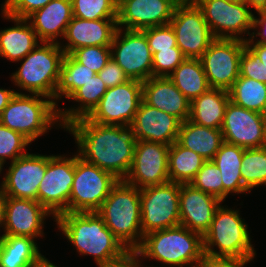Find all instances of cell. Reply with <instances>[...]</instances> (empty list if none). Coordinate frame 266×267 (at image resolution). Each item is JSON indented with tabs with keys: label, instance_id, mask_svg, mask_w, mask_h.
Segmentation results:
<instances>
[{
	"label": "cell",
	"instance_id": "obj_1",
	"mask_svg": "<svg viewBox=\"0 0 266 267\" xmlns=\"http://www.w3.org/2000/svg\"><path fill=\"white\" fill-rule=\"evenodd\" d=\"M63 128L74 135L80 159L111 173L119 180L126 178L137 141L130 127L102 125L84 117Z\"/></svg>",
	"mask_w": 266,
	"mask_h": 267
},
{
	"label": "cell",
	"instance_id": "obj_2",
	"mask_svg": "<svg viewBox=\"0 0 266 267\" xmlns=\"http://www.w3.org/2000/svg\"><path fill=\"white\" fill-rule=\"evenodd\" d=\"M54 221L77 252L92 255L99 267H105L129 252L97 212H66Z\"/></svg>",
	"mask_w": 266,
	"mask_h": 267
},
{
	"label": "cell",
	"instance_id": "obj_3",
	"mask_svg": "<svg viewBox=\"0 0 266 267\" xmlns=\"http://www.w3.org/2000/svg\"><path fill=\"white\" fill-rule=\"evenodd\" d=\"M135 252L170 267H199L205 256L203 236L181 225L144 235Z\"/></svg>",
	"mask_w": 266,
	"mask_h": 267
},
{
	"label": "cell",
	"instance_id": "obj_4",
	"mask_svg": "<svg viewBox=\"0 0 266 267\" xmlns=\"http://www.w3.org/2000/svg\"><path fill=\"white\" fill-rule=\"evenodd\" d=\"M96 212L129 251L141 245V199L136 186L119 180Z\"/></svg>",
	"mask_w": 266,
	"mask_h": 267
},
{
	"label": "cell",
	"instance_id": "obj_5",
	"mask_svg": "<svg viewBox=\"0 0 266 267\" xmlns=\"http://www.w3.org/2000/svg\"><path fill=\"white\" fill-rule=\"evenodd\" d=\"M40 43L41 46L38 44L22 59L24 61L12 74L11 81L22 90L45 96L55 103V90L65 53L60 43Z\"/></svg>",
	"mask_w": 266,
	"mask_h": 267
},
{
	"label": "cell",
	"instance_id": "obj_6",
	"mask_svg": "<svg viewBox=\"0 0 266 267\" xmlns=\"http://www.w3.org/2000/svg\"><path fill=\"white\" fill-rule=\"evenodd\" d=\"M247 227L238 210L220 205L203 236L205 256L254 259L256 253Z\"/></svg>",
	"mask_w": 266,
	"mask_h": 267
},
{
	"label": "cell",
	"instance_id": "obj_7",
	"mask_svg": "<svg viewBox=\"0 0 266 267\" xmlns=\"http://www.w3.org/2000/svg\"><path fill=\"white\" fill-rule=\"evenodd\" d=\"M0 123L22 134L32 143L47 133L54 123L59 125L60 121L58 109L50 98L16 92L3 110Z\"/></svg>",
	"mask_w": 266,
	"mask_h": 267
},
{
	"label": "cell",
	"instance_id": "obj_8",
	"mask_svg": "<svg viewBox=\"0 0 266 267\" xmlns=\"http://www.w3.org/2000/svg\"><path fill=\"white\" fill-rule=\"evenodd\" d=\"M118 181L111 173L75 154V173L67 212H96Z\"/></svg>",
	"mask_w": 266,
	"mask_h": 267
},
{
	"label": "cell",
	"instance_id": "obj_9",
	"mask_svg": "<svg viewBox=\"0 0 266 267\" xmlns=\"http://www.w3.org/2000/svg\"><path fill=\"white\" fill-rule=\"evenodd\" d=\"M180 183H166L140 189L143 236L180 225Z\"/></svg>",
	"mask_w": 266,
	"mask_h": 267
},
{
	"label": "cell",
	"instance_id": "obj_10",
	"mask_svg": "<svg viewBox=\"0 0 266 267\" xmlns=\"http://www.w3.org/2000/svg\"><path fill=\"white\" fill-rule=\"evenodd\" d=\"M202 11L215 39H238L247 41L242 35H252L254 14L244 2L228 0H192ZM247 32V33H246Z\"/></svg>",
	"mask_w": 266,
	"mask_h": 267
},
{
	"label": "cell",
	"instance_id": "obj_11",
	"mask_svg": "<svg viewBox=\"0 0 266 267\" xmlns=\"http://www.w3.org/2000/svg\"><path fill=\"white\" fill-rule=\"evenodd\" d=\"M169 24L186 58L199 59L215 40L202 11L192 0H182L176 6Z\"/></svg>",
	"mask_w": 266,
	"mask_h": 267
},
{
	"label": "cell",
	"instance_id": "obj_12",
	"mask_svg": "<svg viewBox=\"0 0 266 267\" xmlns=\"http://www.w3.org/2000/svg\"><path fill=\"white\" fill-rule=\"evenodd\" d=\"M142 85L143 82L129 79L123 84L108 88L86 118L102 125L130 127L142 102Z\"/></svg>",
	"mask_w": 266,
	"mask_h": 267
},
{
	"label": "cell",
	"instance_id": "obj_13",
	"mask_svg": "<svg viewBox=\"0 0 266 267\" xmlns=\"http://www.w3.org/2000/svg\"><path fill=\"white\" fill-rule=\"evenodd\" d=\"M75 173V155H49L45 175L38 188V202L55 219L67 212Z\"/></svg>",
	"mask_w": 266,
	"mask_h": 267
},
{
	"label": "cell",
	"instance_id": "obj_14",
	"mask_svg": "<svg viewBox=\"0 0 266 267\" xmlns=\"http://www.w3.org/2000/svg\"><path fill=\"white\" fill-rule=\"evenodd\" d=\"M246 42L215 39L199 58L210 88L228 91L240 75V58Z\"/></svg>",
	"mask_w": 266,
	"mask_h": 267
},
{
	"label": "cell",
	"instance_id": "obj_15",
	"mask_svg": "<svg viewBox=\"0 0 266 267\" xmlns=\"http://www.w3.org/2000/svg\"><path fill=\"white\" fill-rule=\"evenodd\" d=\"M111 57L128 79L144 82L152 77L153 54L140 30L118 28L111 44Z\"/></svg>",
	"mask_w": 266,
	"mask_h": 267
},
{
	"label": "cell",
	"instance_id": "obj_16",
	"mask_svg": "<svg viewBox=\"0 0 266 267\" xmlns=\"http://www.w3.org/2000/svg\"><path fill=\"white\" fill-rule=\"evenodd\" d=\"M169 147L152 141H136L133 162L124 181L138 189L170 181Z\"/></svg>",
	"mask_w": 266,
	"mask_h": 267
},
{
	"label": "cell",
	"instance_id": "obj_17",
	"mask_svg": "<svg viewBox=\"0 0 266 267\" xmlns=\"http://www.w3.org/2000/svg\"><path fill=\"white\" fill-rule=\"evenodd\" d=\"M48 156L27 153L11 162L0 184L6 196L38 201V188L45 175Z\"/></svg>",
	"mask_w": 266,
	"mask_h": 267
},
{
	"label": "cell",
	"instance_id": "obj_18",
	"mask_svg": "<svg viewBox=\"0 0 266 267\" xmlns=\"http://www.w3.org/2000/svg\"><path fill=\"white\" fill-rule=\"evenodd\" d=\"M182 0H118L117 26L125 30H143L167 25Z\"/></svg>",
	"mask_w": 266,
	"mask_h": 267
},
{
	"label": "cell",
	"instance_id": "obj_19",
	"mask_svg": "<svg viewBox=\"0 0 266 267\" xmlns=\"http://www.w3.org/2000/svg\"><path fill=\"white\" fill-rule=\"evenodd\" d=\"M264 119V114L229 101L221 127L224 142L244 149L263 147Z\"/></svg>",
	"mask_w": 266,
	"mask_h": 267
},
{
	"label": "cell",
	"instance_id": "obj_20",
	"mask_svg": "<svg viewBox=\"0 0 266 267\" xmlns=\"http://www.w3.org/2000/svg\"><path fill=\"white\" fill-rule=\"evenodd\" d=\"M50 214L38 201L6 196L4 234L0 236H43L45 217Z\"/></svg>",
	"mask_w": 266,
	"mask_h": 267
},
{
	"label": "cell",
	"instance_id": "obj_21",
	"mask_svg": "<svg viewBox=\"0 0 266 267\" xmlns=\"http://www.w3.org/2000/svg\"><path fill=\"white\" fill-rule=\"evenodd\" d=\"M221 202L215 196L195 188L190 183L180 184V225L204 236Z\"/></svg>",
	"mask_w": 266,
	"mask_h": 267
},
{
	"label": "cell",
	"instance_id": "obj_22",
	"mask_svg": "<svg viewBox=\"0 0 266 267\" xmlns=\"http://www.w3.org/2000/svg\"><path fill=\"white\" fill-rule=\"evenodd\" d=\"M180 124L176 117L142 100L130 129L137 141H152L170 146L177 141Z\"/></svg>",
	"mask_w": 266,
	"mask_h": 267
},
{
	"label": "cell",
	"instance_id": "obj_23",
	"mask_svg": "<svg viewBox=\"0 0 266 267\" xmlns=\"http://www.w3.org/2000/svg\"><path fill=\"white\" fill-rule=\"evenodd\" d=\"M117 29V19L87 20L73 16L64 35L68 43L60 47L65 54L88 46L111 47Z\"/></svg>",
	"mask_w": 266,
	"mask_h": 267
},
{
	"label": "cell",
	"instance_id": "obj_24",
	"mask_svg": "<svg viewBox=\"0 0 266 267\" xmlns=\"http://www.w3.org/2000/svg\"><path fill=\"white\" fill-rule=\"evenodd\" d=\"M142 100L176 117L181 123L190 115V101L168 77H151L143 82Z\"/></svg>",
	"mask_w": 266,
	"mask_h": 267
},
{
	"label": "cell",
	"instance_id": "obj_25",
	"mask_svg": "<svg viewBox=\"0 0 266 267\" xmlns=\"http://www.w3.org/2000/svg\"><path fill=\"white\" fill-rule=\"evenodd\" d=\"M73 18L71 0H51L45 7L34 11L26 19L34 29L40 42L60 43L67 26Z\"/></svg>",
	"mask_w": 266,
	"mask_h": 267
},
{
	"label": "cell",
	"instance_id": "obj_26",
	"mask_svg": "<svg viewBox=\"0 0 266 267\" xmlns=\"http://www.w3.org/2000/svg\"><path fill=\"white\" fill-rule=\"evenodd\" d=\"M5 19L12 20L16 26L0 31V56L13 62L22 61L38 44L34 29L29 20L16 18L2 12Z\"/></svg>",
	"mask_w": 266,
	"mask_h": 267
},
{
	"label": "cell",
	"instance_id": "obj_27",
	"mask_svg": "<svg viewBox=\"0 0 266 267\" xmlns=\"http://www.w3.org/2000/svg\"><path fill=\"white\" fill-rule=\"evenodd\" d=\"M177 142L206 161H212L224 139L221 129L197 125L187 119L180 124Z\"/></svg>",
	"mask_w": 266,
	"mask_h": 267
},
{
	"label": "cell",
	"instance_id": "obj_28",
	"mask_svg": "<svg viewBox=\"0 0 266 267\" xmlns=\"http://www.w3.org/2000/svg\"><path fill=\"white\" fill-rule=\"evenodd\" d=\"M229 101L228 91L210 88L190 102L188 119L197 125L221 129Z\"/></svg>",
	"mask_w": 266,
	"mask_h": 267
},
{
	"label": "cell",
	"instance_id": "obj_29",
	"mask_svg": "<svg viewBox=\"0 0 266 267\" xmlns=\"http://www.w3.org/2000/svg\"><path fill=\"white\" fill-rule=\"evenodd\" d=\"M35 240L27 236L0 238V267H38L45 258Z\"/></svg>",
	"mask_w": 266,
	"mask_h": 267
},
{
	"label": "cell",
	"instance_id": "obj_30",
	"mask_svg": "<svg viewBox=\"0 0 266 267\" xmlns=\"http://www.w3.org/2000/svg\"><path fill=\"white\" fill-rule=\"evenodd\" d=\"M244 148L224 142L216 152L213 162L219 168L223 184V202L229 193H245L241 178Z\"/></svg>",
	"mask_w": 266,
	"mask_h": 267
},
{
	"label": "cell",
	"instance_id": "obj_31",
	"mask_svg": "<svg viewBox=\"0 0 266 267\" xmlns=\"http://www.w3.org/2000/svg\"><path fill=\"white\" fill-rule=\"evenodd\" d=\"M107 89L98 74L85 83L84 86L77 89L68 99L80 102V106L65 110L58 108L61 128L77 119L87 117L98 105Z\"/></svg>",
	"mask_w": 266,
	"mask_h": 267
},
{
	"label": "cell",
	"instance_id": "obj_32",
	"mask_svg": "<svg viewBox=\"0 0 266 267\" xmlns=\"http://www.w3.org/2000/svg\"><path fill=\"white\" fill-rule=\"evenodd\" d=\"M191 102L210 89L200 59L186 58L168 77Z\"/></svg>",
	"mask_w": 266,
	"mask_h": 267
},
{
	"label": "cell",
	"instance_id": "obj_33",
	"mask_svg": "<svg viewBox=\"0 0 266 267\" xmlns=\"http://www.w3.org/2000/svg\"><path fill=\"white\" fill-rule=\"evenodd\" d=\"M205 162L202 156L175 141L169 147V180L180 184L190 183Z\"/></svg>",
	"mask_w": 266,
	"mask_h": 267
},
{
	"label": "cell",
	"instance_id": "obj_34",
	"mask_svg": "<svg viewBox=\"0 0 266 267\" xmlns=\"http://www.w3.org/2000/svg\"><path fill=\"white\" fill-rule=\"evenodd\" d=\"M228 93L235 105L266 114V83L239 76Z\"/></svg>",
	"mask_w": 266,
	"mask_h": 267
},
{
	"label": "cell",
	"instance_id": "obj_35",
	"mask_svg": "<svg viewBox=\"0 0 266 267\" xmlns=\"http://www.w3.org/2000/svg\"><path fill=\"white\" fill-rule=\"evenodd\" d=\"M95 75L96 73L77 62L70 54H65L55 90L56 107V100H60L62 96L68 99L77 89L84 86Z\"/></svg>",
	"mask_w": 266,
	"mask_h": 267
},
{
	"label": "cell",
	"instance_id": "obj_36",
	"mask_svg": "<svg viewBox=\"0 0 266 267\" xmlns=\"http://www.w3.org/2000/svg\"><path fill=\"white\" fill-rule=\"evenodd\" d=\"M241 164V178L248 193L254 187L266 185V148L245 149Z\"/></svg>",
	"mask_w": 266,
	"mask_h": 267
},
{
	"label": "cell",
	"instance_id": "obj_37",
	"mask_svg": "<svg viewBox=\"0 0 266 267\" xmlns=\"http://www.w3.org/2000/svg\"><path fill=\"white\" fill-rule=\"evenodd\" d=\"M73 16L87 20L117 19L118 0H71Z\"/></svg>",
	"mask_w": 266,
	"mask_h": 267
},
{
	"label": "cell",
	"instance_id": "obj_38",
	"mask_svg": "<svg viewBox=\"0 0 266 267\" xmlns=\"http://www.w3.org/2000/svg\"><path fill=\"white\" fill-rule=\"evenodd\" d=\"M29 143L31 142L22 134L0 123V165L3 167L7 158L13 162L27 154L25 148Z\"/></svg>",
	"mask_w": 266,
	"mask_h": 267
},
{
	"label": "cell",
	"instance_id": "obj_39",
	"mask_svg": "<svg viewBox=\"0 0 266 267\" xmlns=\"http://www.w3.org/2000/svg\"><path fill=\"white\" fill-rule=\"evenodd\" d=\"M195 188L223 201V184L219 168L213 161H206L190 182Z\"/></svg>",
	"mask_w": 266,
	"mask_h": 267
},
{
	"label": "cell",
	"instance_id": "obj_40",
	"mask_svg": "<svg viewBox=\"0 0 266 267\" xmlns=\"http://www.w3.org/2000/svg\"><path fill=\"white\" fill-rule=\"evenodd\" d=\"M70 55L80 64L98 74L111 57V47L88 46L73 50Z\"/></svg>",
	"mask_w": 266,
	"mask_h": 267
},
{
	"label": "cell",
	"instance_id": "obj_41",
	"mask_svg": "<svg viewBox=\"0 0 266 267\" xmlns=\"http://www.w3.org/2000/svg\"><path fill=\"white\" fill-rule=\"evenodd\" d=\"M186 59L178 47L172 50H160L153 54L152 77H169L170 74Z\"/></svg>",
	"mask_w": 266,
	"mask_h": 267
},
{
	"label": "cell",
	"instance_id": "obj_42",
	"mask_svg": "<svg viewBox=\"0 0 266 267\" xmlns=\"http://www.w3.org/2000/svg\"><path fill=\"white\" fill-rule=\"evenodd\" d=\"M148 41L152 54L160 52V50H172L178 47L174 30L170 24L150 27L141 30Z\"/></svg>",
	"mask_w": 266,
	"mask_h": 267
},
{
	"label": "cell",
	"instance_id": "obj_43",
	"mask_svg": "<svg viewBox=\"0 0 266 267\" xmlns=\"http://www.w3.org/2000/svg\"><path fill=\"white\" fill-rule=\"evenodd\" d=\"M239 76L266 83V66L246 44L240 58Z\"/></svg>",
	"mask_w": 266,
	"mask_h": 267
},
{
	"label": "cell",
	"instance_id": "obj_44",
	"mask_svg": "<svg viewBox=\"0 0 266 267\" xmlns=\"http://www.w3.org/2000/svg\"><path fill=\"white\" fill-rule=\"evenodd\" d=\"M51 0H5L2 12L16 17L27 18L34 11L45 7Z\"/></svg>",
	"mask_w": 266,
	"mask_h": 267
},
{
	"label": "cell",
	"instance_id": "obj_45",
	"mask_svg": "<svg viewBox=\"0 0 266 267\" xmlns=\"http://www.w3.org/2000/svg\"><path fill=\"white\" fill-rule=\"evenodd\" d=\"M98 75L107 88L115 87L129 80L122 68L112 58Z\"/></svg>",
	"mask_w": 266,
	"mask_h": 267
},
{
	"label": "cell",
	"instance_id": "obj_46",
	"mask_svg": "<svg viewBox=\"0 0 266 267\" xmlns=\"http://www.w3.org/2000/svg\"><path fill=\"white\" fill-rule=\"evenodd\" d=\"M253 259L204 256L199 267H245Z\"/></svg>",
	"mask_w": 266,
	"mask_h": 267
},
{
	"label": "cell",
	"instance_id": "obj_47",
	"mask_svg": "<svg viewBox=\"0 0 266 267\" xmlns=\"http://www.w3.org/2000/svg\"><path fill=\"white\" fill-rule=\"evenodd\" d=\"M259 18L254 16V23L253 28L256 30V28L260 27L261 30L254 33L252 32L251 38H255L256 36H261V39L256 41V43H263L266 45V9L257 11Z\"/></svg>",
	"mask_w": 266,
	"mask_h": 267
},
{
	"label": "cell",
	"instance_id": "obj_48",
	"mask_svg": "<svg viewBox=\"0 0 266 267\" xmlns=\"http://www.w3.org/2000/svg\"><path fill=\"white\" fill-rule=\"evenodd\" d=\"M139 255L135 251H129L124 257L105 267H141ZM143 267V266H142Z\"/></svg>",
	"mask_w": 266,
	"mask_h": 267
},
{
	"label": "cell",
	"instance_id": "obj_49",
	"mask_svg": "<svg viewBox=\"0 0 266 267\" xmlns=\"http://www.w3.org/2000/svg\"><path fill=\"white\" fill-rule=\"evenodd\" d=\"M246 45L260 58L263 65L266 66V45L254 42V38L247 39Z\"/></svg>",
	"mask_w": 266,
	"mask_h": 267
},
{
	"label": "cell",
	"instance_id": "obj_50",
	"mask_svg": "<svg viewBox=\"0 0 266 267\" xmlns=\"http://www.w3.org/2000/svg\"><path fill=\"white\" fill-rule=\"evenodd\" d=\"M15 93H16L15 90L0 88V116L3 110L7 107L12 97L15 95Z\"/></svg>",
	"mask_w": 266,
	"mask_h": 267
},
{
	"label": "cell",
	"instance_id": "obj_51",
	"mask_svg": "<svg viewBox=\"0 0 266 267\" xmlns=\"http://www.w3.org/2000/svg\"><path fill=\"white\" fill-rule=\"evenodd\" d=\"M5 201L6 195L3 193V190H0V227L5 226Z\"/></svg>",
	"mask_w": 266,
	"mask_h": 267
},
{
	"label": "cell",
	"instance_id": "obj_52",
	"mask_svg": "<svg viewBox=\"0 0 266 267\" xmlns=\"http://www.w3.org/2000/svg\"><path fill=\"white\" fill-rule=\"evenodd\" d=\"M249 7H253L255 11L266 9V0H243Z\"/></svg>",
	"mask_w": 266,
	"mask_h": 267
},
{
	"label": "cell",
	"instance_id": "obj_53",
	"mask_svg": "<svg viewBox=\"0 0 266 267\" xmlns=\"http://www.w3.org/2000/svg\"><path fill=\"white\" fill-rule=\"evenodd\" d=\"M38 267H57L55 264L48 261V259L45 257L39 264Z\"/></svg>",
	"mask_w": 266,
	"mask_h": 267
},
{
	"label": "cell",
	"instance_id": "obj_54",
	"mask_svg": "<svg viewBox=\"0 0 266 267\" xmlns=\"http://www.w3.org/2000/svg\"><path fill=\"white\" fill-rule=\"evenodd\" d=\"M263 147L266 148V114L264 119V141H263Z\"/></svg>",
	"mask_w": 266,
	"mask_h": 267
},
{
	"label": "cell",
	"instance_id": "obj_55",
	"mask_svg": "<svg viewBox=\"0 0 266 267\" xmlns=\"http://www.w3.org/2000/svg\"><path fill=\"white\" fill-rule=\"evenodd\" d=\"M228 1H232V2H241L243 0H228Z\"/></svg>",
	"mask_w": 266,
	"mask_h": 267
},
{
	"label": "cell",
	"instance_id": "obj_56",
	"mask_svg": "<svg viewBox=\"0 0 266 267\" xmlns=\"http://www.w3.org/2000/svg\"><path fill=\"white\" fill-rule=\"evenodd\" d=\"M2 169H3V167L0 165V174H1ZM0 190H1V188H0Z\"/></svg>",
	"mask_w": 266,
	"mask_h": 267
}]
</instances>
